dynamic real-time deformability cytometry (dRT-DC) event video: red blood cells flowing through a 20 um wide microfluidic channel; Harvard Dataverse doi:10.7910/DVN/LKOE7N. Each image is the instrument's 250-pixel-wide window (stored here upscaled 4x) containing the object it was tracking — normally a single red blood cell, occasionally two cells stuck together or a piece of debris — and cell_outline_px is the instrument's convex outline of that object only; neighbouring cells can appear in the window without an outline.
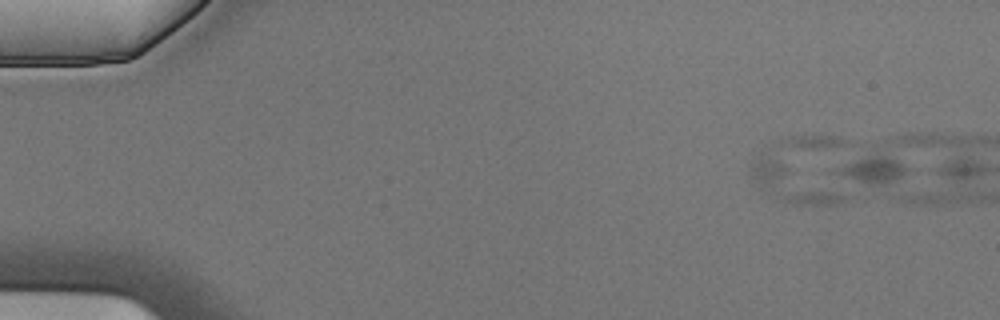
{"species": "Egyptian fruit bat (a non-hibernating species)", "species_latin": "Rousettus aegyptiacus", "temperature_condition": "cold", "stored_images_in_passage": 5, "camera_frame_rate_fps": 3000, "um_per_image_px": 0.085, "animal": {"sex": "male"}, "frame": {"image": 1, "passage_image": 1, "time_ms": 0.0, "image_size_px": [1000, 320], "cell_outline_px": [[844, 144], [768, 188], [760, 188], [748, 176], [748, 164], [764, 144], [792, 136], [840, 136], [844, 140]], "centroid_in_image_um": [67.04, 13.38], "position_along_channel_um": 18.0, "area_um2": 20.52}}